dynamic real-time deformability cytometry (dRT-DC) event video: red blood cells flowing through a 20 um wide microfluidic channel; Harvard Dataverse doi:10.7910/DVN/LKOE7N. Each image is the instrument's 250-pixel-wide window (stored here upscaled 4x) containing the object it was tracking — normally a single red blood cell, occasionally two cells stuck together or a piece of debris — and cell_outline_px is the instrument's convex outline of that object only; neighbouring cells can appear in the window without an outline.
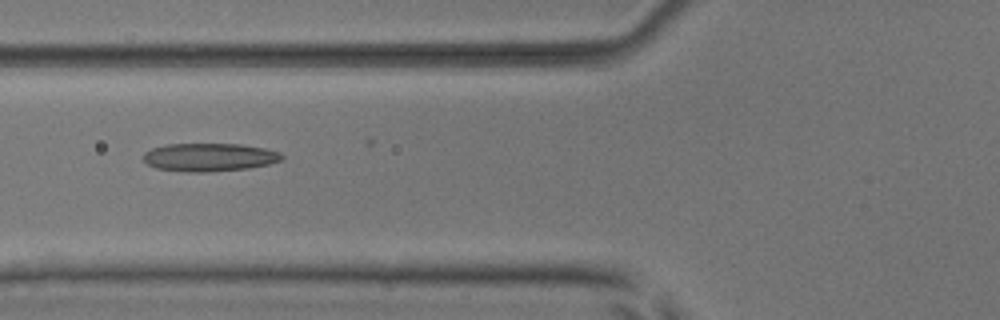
{"species": "common noctule bat (a hibernating species)", "species_latin": "Nyctalus noctula", "temperature_condition": "room temperature", "stored_images_in_passage": 23, "camera_frame_rate_fps": 3000, "um_per_image_px": 0.085, "animal": {"sex": "male", "body_mass_g": 17.9, "forearm_length_mm": 54.2}, "frame": {"image": 1, "passage_image": 20, "time_ms": 6.333, "image_size_px": [1000, 320], "cell_outline_px": [[284, 156], [280, 160], [268, 164], [248, 168], [204, 172], [188, 172], [156, 168], [148, 164], [144, 160], [144, 152], [152, 148], [164, 144], [240, 144], [264, 148], [280, 152]], "centroid_in_image_um": [17.78, 13.36], "position_along_channel_um": 108.0, "area_um2": 22.6}}